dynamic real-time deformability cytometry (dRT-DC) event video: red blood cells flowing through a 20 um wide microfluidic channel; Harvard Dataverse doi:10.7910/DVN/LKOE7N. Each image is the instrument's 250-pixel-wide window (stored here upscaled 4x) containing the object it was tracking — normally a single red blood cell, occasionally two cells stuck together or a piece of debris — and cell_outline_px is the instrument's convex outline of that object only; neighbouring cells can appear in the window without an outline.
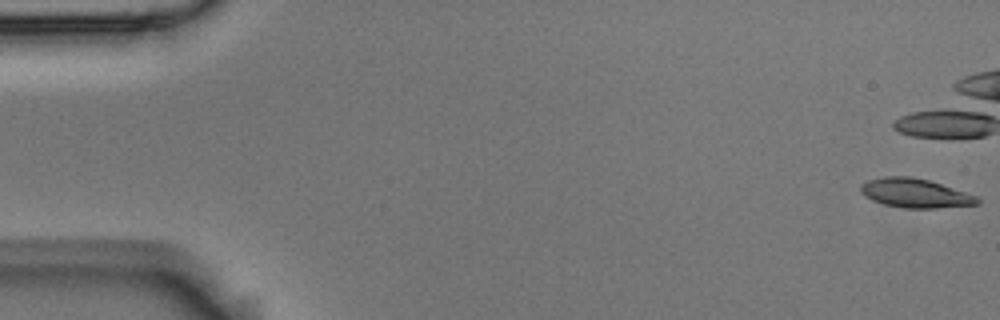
{"species": "Egyptian fruit bat (a non-hibernating species)", "species_latin": "Rousettus aegyptiacus", "temperature_condition": "room temperature", "stored_images_in_passage": 13, "camera_frame_rate_fps": 3000, "um_per_image_px": 0.085, "animal": {"sex": "male"}, "frame": {"image": 1, "passage_image": 1, "time_ms": 0.0, "image_size_px": [1000, 320], "cell_outline_px": [[980, 204], [936, 208], [904, 208], [884, 204], [872, 200], [864, 196], [860, 192], [860, 184], [868, 180], [884, 176], [908, 176], [928, 180], [976, 196], [980, 200]], "centroid_in_image_um": [77.74, 16.42], "position_along_channel_um": 7.3, "area_um2": 19.65}}